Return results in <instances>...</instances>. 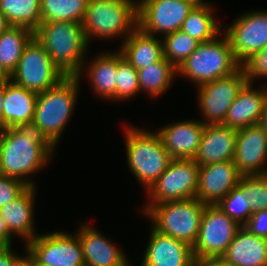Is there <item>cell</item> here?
<instances>
[{"label":"cell","mask_w":267,"mask_h":266,"mask_svg":"<svg viewBox=\"0 0 267 266\" xmlns=\"http://www.w3.org/2000/svg\"><path fill=\"white\" fill-rule=\"evenodd\" d=\"M56 150L31 126L6 128L0 154V175L18 178L37 187L31 176L50 164Z\"/></svg>","instance_id":"cell-1"},{"label":"cell","mask_w":267,"mask_h":266,"mask_svg":"<svg viewBox=\"0 0 267 266\" xmlns=\"http://www.w3.org/2000/svg\"><path fill=\"white\" fill-rule=\"evenodd\" d=\"M80 81L66 76L57 85L37 93V102L31 127L57 148L65 127L74 115L79 99Z\"/></svg>","instance_id":"cell-2"},{"label":"cell","mask_w":267,"mask_h":266,"mask_svg":"<svg viewBox=\"0 0 267 266\" xmlns=\"http://www.w3.org/2000/svg\"><path fill=\"white\" fill-rule=\"evenodd\" d=\"M34 37L65 76L79 74L90 47L82 23H41L34 31Z\"/></svg>","instance_id":"cell-3"},{"label":"cell","mask_w":267,"mask_h":266,"mask_svg":"<svg viewBox=\"0 0 267 266\" xmlns=\"http://www.w3.org/2000/svg\"><path fill=\"white\" fill-rule=\"evenodd\" d=\"M123 129L129 171L147 192L167 169L172 157L165 150L157 131L127 123Z\"/></svg>","instance_id":"cell-4"},{"label":"cell","mask_w":267,"mask_h":266,"mask_svg":"<svg viewBox=\"0 0 267 266\" xmlns=\"http://www.w3.org/2000/svg\"><path fill=\"white\" fill-rule=\"evenodd\" d=\"M82 27L89 45L96 38L125 40L138 27V0H88Z\"/></svg>","instance_id":"cell-5"},{"label":"cell","mask_w":267,"mask_h":266,"mask_svg":"<svg viewBox=\"0 0 267 266\" xmlns=\"http://www.w3.org/2000/svg\"><path fill=\"white\" fill-rule=\"evenodd\" d=\"M223 35V36H221ZM241 68L229 39L222 32L215 39L200 43L177 68V76L188 79L196 87L233 74Z\"/></svg>","instance_id":"cell-6"},{"label":"cell","mask_w":267,"mask_h":266,"mask_svg":"<svg viewBox=\"0 0 267 266\" xmlns=\"http://www.w3.org/2000/svg\"><path fill=\"white\" fill-rule=\"evenodd\" d=\"M205 204L197 198L151 205L143 215L151 227L193 248L198 236Z\"/></svg>","instance_id":"cell-7"},{"label":"cell","mask_w":267,"mask_h":266,"mask_svg":"<svg viewBox=\"0 0 267 266\" xmlns=\"http://www.w3.org/2000/svg\"><path fill=\"white\" fill-rule=\"evenodd\" d=\"M199 170L200 166L194 159H172L164 173L146 192L148 201L141 208V214L151 205L196 198Z\"/></svg>","instance_id":"cell-8"},{"label":"cell","mask_w":267,"mask_h":266,"mask_svg":"<svg viewBox=\"0 0 267 266\" xmlns=\"http://www.w3.org/2000/svg\"><path fill=\"white\" fill-rule=\"evenodd\" d=\"M66 76L52 62L49 54L33 37L25 46L11 81L36 93L57 85Z\"/></svg>","instance_id":"cell-9"},{"label":"cell","mask_w":267,"mask_h":266,"mask_svg":"<svg viewBox=\"0 0 267 266\" xmlns=\"http://www.w3.org/2000/svg\"><path fill=\"white\" fill-rule=\"evenodd\" d=\"M24 247L37 263L44 266H85L79 237L73 232L40 233Z\"/></svg>","instance_id":"cell-10"},{"label":"cell","mask_w":267,"mask_h":266,"mask_svg":"<svg viewBox=\"0 0 267 266\" xmlns=\"http://www.w3.org/2000/svg\"><path fill=\"white\" fill-rule=\"evenodd\" d=\"M247 83L242 68L233 74L196 87L197 106L205 125L224 124L228 109Z\"/></svg>","instance_id":"cell-11"},{"label":"cell","mask_w":267,"mask_h":266,"mask_svg":"<svg viewBox=\"0 0 267 266\" xmlns=\"http://www.w3.org/2000/svg\"><path fill=\"white\" fill-rule=\"evenodd\" d=\"M242 226L225 214L217 205H205L194 258L222 257Z\"/></svg>","instance_id":"cell-12"},{"label":"cell","mask_w":267,"mask_h":266,"mask_svg":"<svg viewBox=\"0 0 267 266\" xmlns=\"http://www.w3.org/2000/svg\"><path fill=\"white\" fill-rule=\"evenodd\" d=\"M193 8L185 0H138V27L147 34L163 37L180 30Z\"/></svg>","instance_id":"cell-13"},{"label":"cell","mask_w":267,"mask_h":266,"mask_svg":"<svg viewBox=\"0 0 267 266\" xmlns=\"http://www.w3.org/2000/svg\"><path fill=\"white\" fill-rule=\"evenodd\" d=\"M225 26L223 32L240 63L267 46V10H249Z\"/></svg>","instance_id":"cell-14"},{"label":"cell","mask_w":267,"mask_h":266,"mask_svg":"<svg viewBox=\"0 0 267 266\" xmlns=\"http://www.w3.org/2000/svg\"><path fill=\"white\" fill-rule=\"evenodd\" d=\"M233 161L241 175L267 174V134L258 124L237 130Z\"/></svg>","instance_id":"cell-15"},{"label":"cell","mask_w":267,"mask_h":266,"mask_svg":"<svg viewBox=\"0 0 267 266\" xmlns=\"http://www.w3.org/2000/svg\"><path fill=\"white\" fill-rule=\"evenodd\" d=\"M241 176L233 160L200 166L196 198L205 205H216L239 184Z\"/></svg>","instance_id":"cell-16"},{"label":"cell","mask_w":267,"mask_h":266,"mask_svg":"<svg viewBox=\"0 0 267 266\" xmlns=\"http://www.w3.org/2000/svg\"><path fill=\"white\" fill-rule=\"evenodd\" d=\"M204 128L205 124L201 119H186L173 121L156 131L172 159H194Z\"/></svg>","instance_id":"cell-17"},{"label":"cell","mask_w":267,"mask_h":266,"mask_svg":"<svg viewBox=\"0 0 267 266\" xmlns=\"http://www.w3.org/2000/svg\"><path fill=\"white\" fill-rule=\"evenodd\" d=\"M76 234L82 247L85 266H126L130 259L120 246L94 226L80 223ZM108 238V239H107Z\"/></svg>","instance_id":"cell-18"},{"label":"cell","mask_w":267,"mask_h":266,"mask_svg":"<svg viewBox=\"0 0 267 266\" xmlns=\"http://www.w3.org/2000/svg\"><path fill=\"white\" fill-rule=\"evenodd\" d=\"M150 231L142 266H194L192 247L152 227Z\"/></svg>","instance_id":"cell-19"},{"label":"cell","mask_w":267,"mask_h":266,"mask_svg":"<svg viewBox=\"0 0 267 266\" xmlns=\"http://www.w3.org/2000/svg\"><path fill=\"white\" fill-rule=\"evenodd\" d=\"M36 189L29 186L18 198L0 208V217L7 224L9 232L24 244L38 235L34 222Z\"/></svg>","instance_id":"cell-20"},{"label":"cell","mask_w":267,"mask_h":266,"mask_svg":"<svg viewBox=\"0 0 267 266\" xmlns=\"http://www.w3.org/2000/svg\"><path fill=\"white\" fill-rule=\"evenodd\" d=\"M237 129L223 124L205 125L194 161L199 166L233 160Z\"/></svg>","instance_id":"cell-21"},{"label":"cell","mask_w":267,"mask_h":266,"mask_svg":"<svg viewBox=\"0 0 267 266\" xmlns=\"http://www.w3.org/2000/svg\"><path fill=\"white\" fill-rule=\"evenodd\" d=\"M256 88L250 83L243 86L228 109L223 125L238 130L259 123L267 100V83Z\"/></svg>","instance_id":"cell-22"},{"label":"cell","mask_w":267,"mask_h":266,"mask_svg":"<svg viewBox=\"0 0 267 266\" xmlns=\"http://www.w3.org/2000/svg\"><path fill=\"white\" fill-rule=\"evenodd\" d=\"M89 60H88V59ZM84 64L76 76L79 81L85 71L89 86L95 95L105 100H109L116 94V75L118 68V49L116 52L103 51L96 54L93 58L87 56ZM88 60V61H87ZM87 71V72H86Z\"/></svg>","instance_id":"cell-23"},{"label":"cell","mask_w":267,"mask_h":266,"mask_svg":"<svg viewBox=\"0 0 267 266\" xmlns=\"http://www.w3.org/2000/svg\"><path fill=\"white\" fill-rule=\"evenodd\" d=\"M37 102V93L6 81L3 98V127L31 126Z\"/></svg>","instance_id":"cell-24"},{"label":"cell","mask_w":267,"mask_h":266,"mask_svg":"<svg viewBox=\"0 0 267 266\" xmlns=\"http://www.w3.org/2000/svg\"><path fill=\"white\" fill-rule=\"evenodd\" d=\"M119 51L136 70L160 61L164 57L163 41L158 36L143 32L137 27L125 40Z\"/></svg>","instance_id":"cell-25"},{"label":"cell","mask_w":267,"mask_h":266,"mask_svg":"<svg viewBox=\"0 0 267 266\" xmlns=\"http://www.w3.org/2000/svg\"><path fill=\"white\" fill-rule=\"evenodd\" d=\"M222 258L235 266H267V239L242 226Z\"/></svg>","instance_id":"cell-26"},{"label":"cell","mask_w":267,"mask_h":266,"mask_svg":"<svg viewBox=\"0 0 267 266\" xmlns=\"http://www.w3.org/2000/svg\"><path fill=\"white\" fill-rule=\"evenodd\" d=\"M137 72L140 93L145 92L150 98H158L166 93L177 77V68L165 57Z\"/></svg>","instance_id":"cell-27"},{"label":"cell","mask_w":267,"mask_h":266,"mask_svg":"<svg viewBox=\"0 0 267 266\" xmlns=\"http://www.w3.org/2000/svg\"><path fill=\"white\" fill-rule=\"evenodd\" d=\"M214 8L213 4L194 6L180 30L200 43L215 39L223 32L224 25L217 22Z\"/></svg>","instance_id":"cell-28"},{"label":"cell","mask_w":267,"mask_h":266,"mask_svg":"<svg viewBox=\"0 0 267 266\" xmlns=\"http://www.w3.org/2000/svg\"><path fill=\"white\" fill-rule=\"evenodd\" d=\"M34 32L22 26H11L0 36V62L11 75Z\"/></svg>","instance_id":"cell-29"},{"label":"cell","mask_w":267,"mask_h":266,"mask_svg":"<svg viewBox=\"0 0 267 266\" xmlns=\"http://www.w3.org/2000/svg\"><path fill=\"white\" fill-rule=\"evenodd\" d=\"M41 0H0V10L11 26H22L33 32L42 23Z\"/></svg>","instance_id":"cell-30"},{"label":"cell","mask_w":267,"mask_h":266,"mask_svg":"<svg viewBox=\"0 0 267 266\" xmlns=\"http://www.w3.org/2000/svg\"><path fill=\"white\" fill-rule=\"evenodd\" d=\"M88 0H41L42 23H82Z\"/></svg>","instance_id":"cell-31"},{"label":"cell","mask_w":267,"mask_h":266,"mask_svg":"<svg viewBox=\"0 0 267 266\" xmlns=\"http://www.w3.org/2000/svg\"><path fill=\"white\" fill-rule=\"evenodd\" d=\"M164 57L178 68L198 47L200 42L181 30L164 35Z\"/></svg>","instance_id":"cell-32"},{"label":"cell","mask_w":267,"mask_h":266,"mask_svg":"<svg viewBox=\"0 0 267 266\" xmlns=\"http://www.w3.org/2000/svg\"><path fill=\"white\" fill-rule=\"evenodd\" d=\"M116 94L112 101H127L140 94L137 70L125 59L118 50V68L116 75Z\"/></svg>","instance_id":"cell-33"},{"label":"cell","mask_w":267,"mask_h":266,"mask_svg":"<svg viewBox=\"0 0 267 266\" xmlns=\"http://www.w3.org/2000/svg\"><path fill=\"white\" fill-rule=\"evenodd\" d=\"M216 205L241 226L249 220L253 213L250 206V200L246 199V194L239 184Z\"/></svg>","instance_id":"cell-34"},{"label":"cell","mask_w":267,"mask_h":266,"mask_svg":"<svg viewBox=\"0 0 267 266\" xmlns=\"http://www.w3.org/2000/svg\"><path fill=\"white\" fill-rule=\"evenodd\" d=\"M239 185L243 188L246 199L250 200L253 213L267 210V174L242 175Z\"/></svg>","instance_id":"cell-35"},{"label":"cell","mask_w":267,"mask_h":266,"mask_svg":"<svg viewBox=\"0 0 267 266\" xmlns=\"http://www.w3.org/2000/svg\"><path fill=\"white\" fill-rule=\"evenodd\" d=\"M247 83L254 84V80L267 78V46L253 53L241 63Z\"/></svg>","instance_id":"cell-36"},{"label":"cell","mask_w":267,"mask_h":266,"mask_svg":"<svg viewBox=\"0 0 267 266\" xmlns=\"http://www.w3.org/2000/svg\"><path fill=\"white\" fill-rule=\"evenodd\" d=\"M28 187L18 178L0 175V208L18 198Z\"/></svg>","instance_id":"cell-37"},{"label":"cell","mask_w":267,"mask_h":266,"mask_svg":"<svg viewBox=\"0 0 267 266\" xmlns=\"http://www.w3.org/2000/svg\"><path fill=\"white\" fill-rule=\"evenodd\" d=\"M243 227L250 233L267 239V210H260L252 213Z\"/></svg>","instance_id":"cell-38"},{"label":"cell","mask_w":267,"mask_h":266,"mask_svg":"<svg viewBox=\"0 0 267 266\" xmlns=\"http://www.w3.org/2000/svg\"><path fill=\"white\" fill-rule=\"evenodd\" d=\"M24 258L25 253H15L11 246L0 248V266H23Z\"/></svg>","instance_id":"cell-39"},{"label":"cell","mask_w":267,"mask_h":266,"mask_svg":"<svg viewBox=\"0 0 267 266\" xmlns=\"http://www.w3.org/2000/svg\"><path fill=\"white\" fill-rule=\"evenodd\" d=\"M194 266H235L222 257L216 258H195Z\"/></svg>","instance_id":"cell-40"},{"label":"cell","mask_w":267,"mask_h":266,"mask_svg":"<svg viewBox=\"0 0 267 266\" xmlns=\"http://www.w3.org/2000/svg\"><path fill=\"white\" fill-rule=\"evenodd\" d=\"M14 236L9 232L7 224L0 217V248L12 246Z\"/></svg>","instance_id":"cell-41"},{"label":"cell","mask_w":267,"mask_h":266,"mask_svg":"<svg viewBox=\"0 0 267 266\" xmlns=\"http://www.w3.org/2000/svg\"><path fill=\"white\" fill-rule=\"evenodd\" d=\"M6 82L0 81V126L3 127V98L5 95Z\"/></svg>","instance_id":"cell-42"},{"label":"cell","mask_w":267,"mask_h":266,"mask_svg":"<svg viewBox=\"0 0 267 266\" xmlns=\"http://www.w3.org/2000/svg\"><path fill=\"white\" fill-rule=\"evenodd\" d=\"M258 125L263 129V131L267 134V100L265 102L263 112L261 114Z\"/></svg>","instance_id":"cell-43"},{"label":"cell","mask_w":267,"mask_h":266,"mask_svg":"<svg viewBox=\"0 0 267 266\" xmlns=\"http://www.w3.org/2000/svg\"><path fill=\"white\" fill-rule=\"evenodd\" d=\"M11 27L10 23L8 22L6 16L0 10V36L9 28Z\"/></svg>","instance_id":"cell-44"},{"label":"cell","mask_w":267,"mask_h":266,"mask_svg":"<svg viewBox=\"0 0 267 266\" xmlns=\"http://www.w3.org/2000/svg\"><path fill=\"white\" fill-rule=\"evenodd\" d=\"M25 251V258H24V262H23V266H44L41 265L39 263H37L27 252H26V248H23Z\"/></svg>","instance_id":"cell-45"},{"label":"cell","mask_w":267,"mask_h":266,"mask_svg":"<svg viewBox=\"0 0 267 266\" xmlns=\"http://www.w3.org/2000/svg\"><path fill=\"white\" fill-rule=\"evenodd\" d=\"M0 81L1 82L11 81V75L5 70L1 62H0Z\"/></svg>","instance_id":"cell-46"},{"label":"cell","mask_w":267,"mask_h":266,"mask_svg":"<svg viewBox=\"0 0 267 266\" xmlns=\"http://www.w3.org/2000/svg\"><path fill=\"white\" fill-rule=\"evenodd\" d=\"M191 2L194 6H203V5H210L212 3L207 2L205 0H185Z\"/></svg>","instance_id":"cell-47"},{"label":"cell","mask_w":267,"mask_h":266,"mask_svg":"<svg viewBox=\"0 0 267 266\" xmlns=\"http://www.w3.org/2000/svg\"><path fill=\"white\" fill-rule=\"evenodd\" d=\"M6 134V128L0 126V154H1V150H2V143H3V139L5 137Z\"/></svg>","instance_id":"cell-48"},{"label":"cell","mask_w":267,"mask_h":266,"mask_svg":"<svg viewBox=\"0 0 267 266\" xmlns=\"http://www.w3.org/2000/svg\"><path fill=\"white\" fill-rule=\"evenodd\" d=\"M126 266H133L131 262L129 261ZM139 266H142L141 264Z\"/></svg>","instance_id":"cell-49"}]
</instances>
